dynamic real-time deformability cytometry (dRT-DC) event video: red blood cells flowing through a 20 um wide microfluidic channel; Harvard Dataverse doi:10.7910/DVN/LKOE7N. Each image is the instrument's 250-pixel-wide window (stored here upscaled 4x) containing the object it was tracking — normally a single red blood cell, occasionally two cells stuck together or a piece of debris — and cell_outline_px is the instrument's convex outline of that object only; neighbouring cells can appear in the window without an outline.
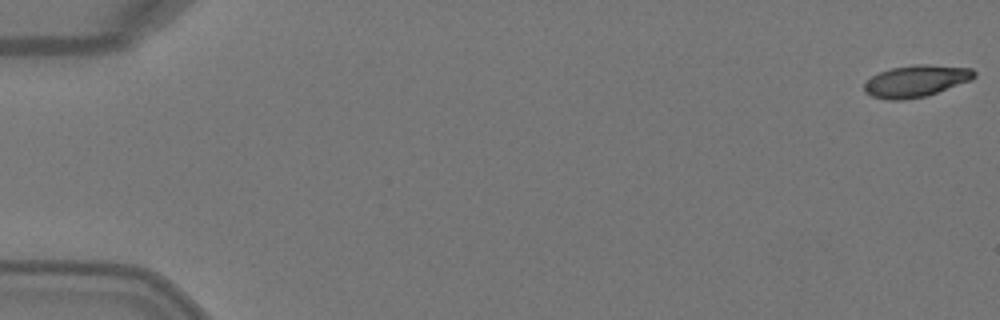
{"species": "Egyptian fruit bat (a non-hibernating species)", "species_latin": "Rousettus aegyptiacus", "temperature_condition": "warm", "stored_images_in_passage": 5, "camera_frame_rate_fps": 3000, "um_per_image_px": 0.085, "animal": {"sex": "female"}, "frame": {"image": 1, "passage_image": 1, "time_ms": 0.0, "image_size_px": [1000, 320], "cell_outline_px": [[976, 76], [972, 80], [924, 96], [904, 100], [888, 100], [872, 96], [864, 92], [864, 84], [872, 76], [880, 72], [892, 68], [916, 64], [924, 64], [972, 68], [976, 72]], "centroid_in_image_um": [77.87, 6.88], "position_along_channel_um": 7.1, "area_um2": 20.23}}
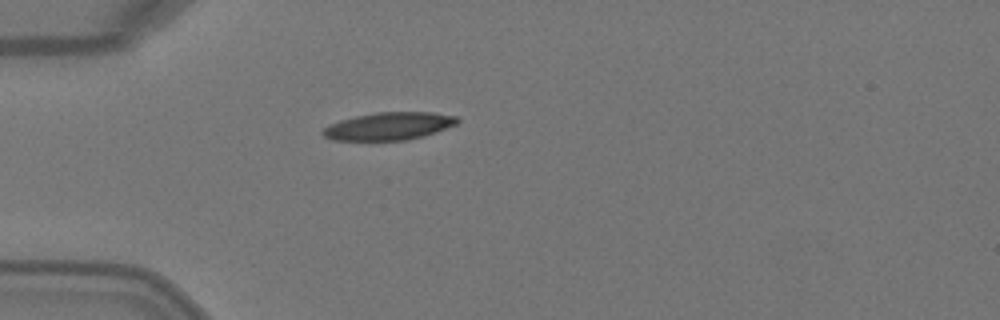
{"frame": {"image": 2, "passage_image": 5, "time_ms": 1.333, "image_size_px": [1000, 320], "cell_outline_px": [[460, 120], [456, 124], [436, 132], [424, 136], [404, 140], [332, 140], [324, 136], [320, 132], [328, 124], [340, 120], [356, 116], [376, 112], [432, 112], [456, 116]], "centroid_in_image_um": [33.04, 10.72], "position_along_channel_um": 52.0, "area_um2": 21.68}}